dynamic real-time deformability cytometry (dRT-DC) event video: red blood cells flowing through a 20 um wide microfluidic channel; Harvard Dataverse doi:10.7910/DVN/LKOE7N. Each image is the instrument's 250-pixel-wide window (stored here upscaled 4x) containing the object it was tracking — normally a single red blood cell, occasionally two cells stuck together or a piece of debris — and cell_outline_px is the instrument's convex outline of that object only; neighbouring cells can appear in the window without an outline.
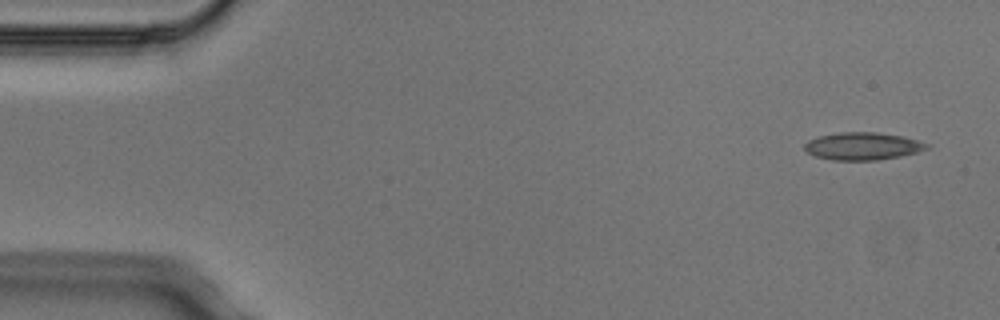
{"species": "Egyptian fruit bat (a non-hibernating species)", "species_latin": "Rousettus aegyptiacus", "temperature_condition": "cold", "stored_images_in_passage": 5, "camera_frame_rate_fps": 3000, "um_per_image_px": 0.085, "animal": {"sex": "male"}, "frame": {"image": 1, "passage_image": 1, "time_ms": 0.0, "image_size_px": [1000, 320], "cell_outline_px": [[928, 148], [916, 152], [900, 156], [876, 160], [832, 160], [816, 156], [808, 152], [804, 148], [804, 144], [808, 140], [820, 136], [840, 132], [876, 132], [900, 136], [916, 140], [928, 144]], "centroid_in_image_um": [73.29, 12.42], "position_along_channel_um": 11.7, "area_um2": 19.31}}
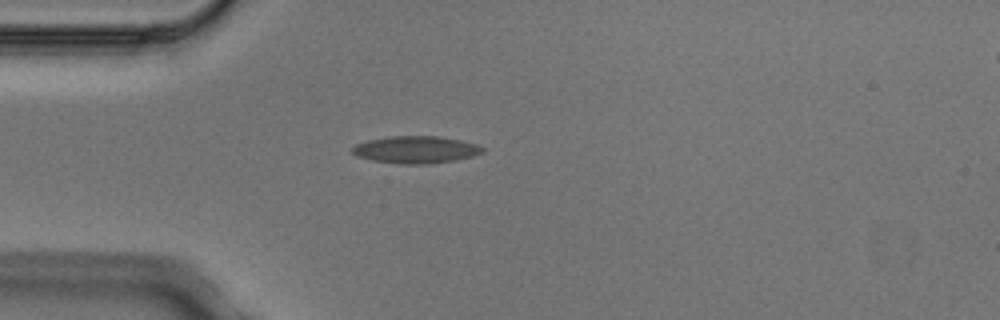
{"frame": {"image": 2, "passage_image": 4, "time_ms": 1.0, "image_size_px": [1000, 320], "cell_outline_px": [[484, 152], [472, 156], [456, 160], [432, 164], [404, 164], [372, 160], [356, 156], [352, 152], [352, 148], [356, 144], [368, 140], [392, 136], [440, 136], [460, 140], [476, 144], [484, 148]], "centroid_in_image_um": [35.36, 12.72], "position_along_channel_um": 49.6, "area_um2": 20.63}}